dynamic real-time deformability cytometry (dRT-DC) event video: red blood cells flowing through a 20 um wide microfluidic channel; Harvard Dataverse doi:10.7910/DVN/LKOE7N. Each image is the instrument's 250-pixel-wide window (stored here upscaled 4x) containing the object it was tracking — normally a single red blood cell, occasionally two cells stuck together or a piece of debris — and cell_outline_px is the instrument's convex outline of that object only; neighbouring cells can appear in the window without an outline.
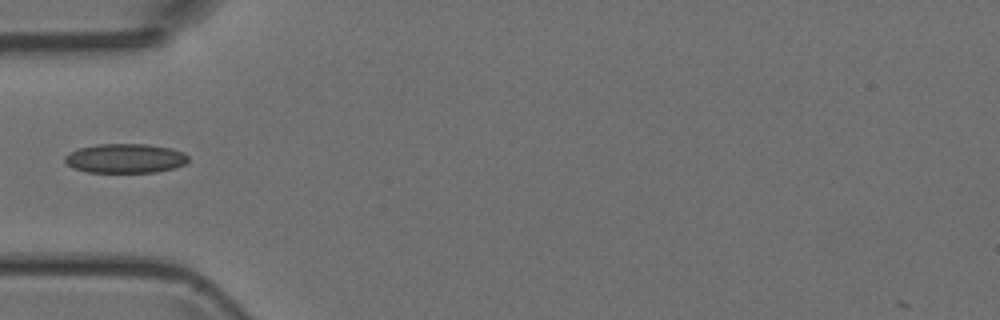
{"species": "Egyptian fruit bat (a non-hibernating species)", "species_latin": "Rousettus aegyptiacus", "temperature_condition": "room temperature", "stored_images_in_passage": 5, "camera_frame_rate_fps": 3000, "um_per_image_px": 0.085, "animal": {"sex": "female"}, "frame": {"image": 1, "passage_image": 5, "time_ms": 4.667, "image_size_px": [1000, 320], "cell_outline_px": [[188, 160], [184, 164], [176, 168], [156, 172], [88, 172], [72, 168], [64, 160], [64, 156], [68, 152], [80, 148], [96, 144], [148, 144], [168, 148], [184, 152], [188, 156]], "centroid_in_image_um": [10.63, 13.46], "position_along_channel_um": 74.4, "area_um2": 21.15}}